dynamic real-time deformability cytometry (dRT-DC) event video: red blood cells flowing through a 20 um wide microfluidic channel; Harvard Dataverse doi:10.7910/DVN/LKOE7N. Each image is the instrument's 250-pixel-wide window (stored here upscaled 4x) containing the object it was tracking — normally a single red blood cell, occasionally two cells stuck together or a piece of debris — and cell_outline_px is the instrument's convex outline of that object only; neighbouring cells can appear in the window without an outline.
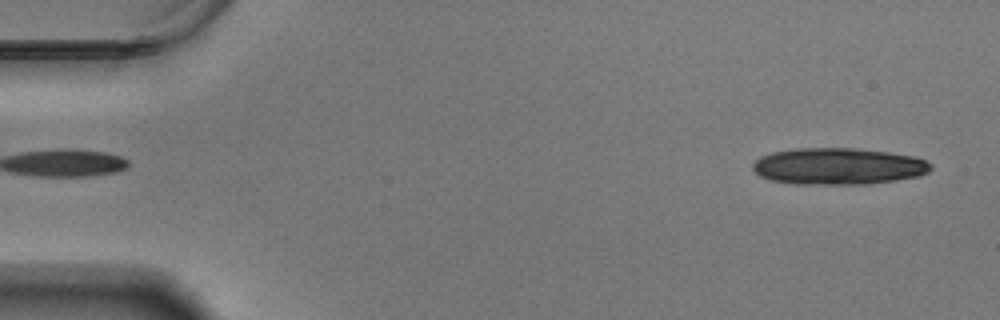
{"species": "Egyptian fruit bat (a non-hibernating species)", "species_latin": "Rousettus aegyptiacus", "temperature_condition": "warm", "stored_images_in_passage": 18, "camera_frame_rate_fps": 3000, "um_per_image_px": 0.085, "animal": {"sex": "male"}, "frame": {"image": 1, "passage_image": 2, "time_ms": 0.333, "image_size_px": [1000, 320], "cell_outline_px": [[932, 168], [928, 172], [920, 176], [896, 180], [864, 184], [796, 184], [768, 180], [760, 176], [752, 168], [752, 164], [760, 156], [772, 152], [796, 148], [852, 148], [888, 152], [912, 156], [924, 160], [932, 164]], "centroid_in_image_um": [71.23, 14.13], "position_along_channel_um": 13.8, "area_um2": 38.09}}